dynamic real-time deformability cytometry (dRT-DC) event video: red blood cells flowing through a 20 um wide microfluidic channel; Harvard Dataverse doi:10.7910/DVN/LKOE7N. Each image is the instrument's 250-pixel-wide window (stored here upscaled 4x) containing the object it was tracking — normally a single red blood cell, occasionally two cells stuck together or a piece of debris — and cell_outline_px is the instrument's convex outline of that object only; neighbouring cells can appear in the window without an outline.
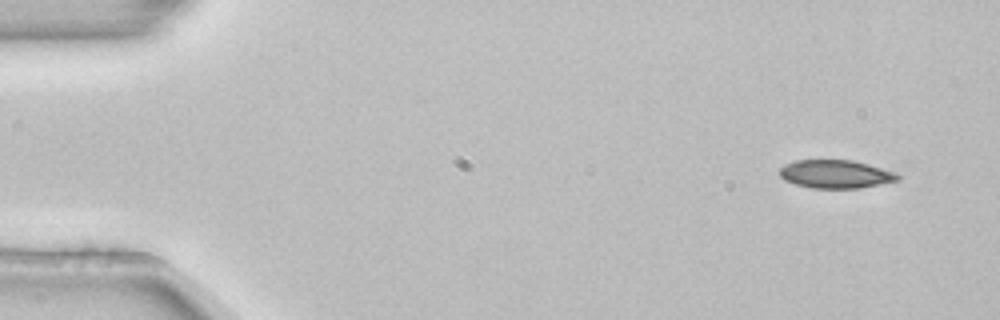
{"species": "common noctule bat (a hibernating species)", "species_latin": "Nyctalus noctula", "temperature_condition": "room temperature", "stored_images_in_passage": 4, "camera_frame_rate_fps": 3000, "um_per_image_px": 0.085, "animal": {"sex": "female", "body_mass_g": 22.7, "forearm_length_mm": 54.2}, "frame": {"image": 1, "passage_image": 1, "time_ms": 0.0, "image_size_px": [1000, 320], "cell_outline_px": [[900, 180], [860, 188], [812, 188], [796, 184], [784, 180], [780, 176], [780, 168], [784, 164], [796, 160], [852, 160], [868, 164], [892, 172], [900, 176]], "centroid_in_image_um": [71.0, 14.8], "position_along_channel_um": 14.0, "area_um2": 19.31}}
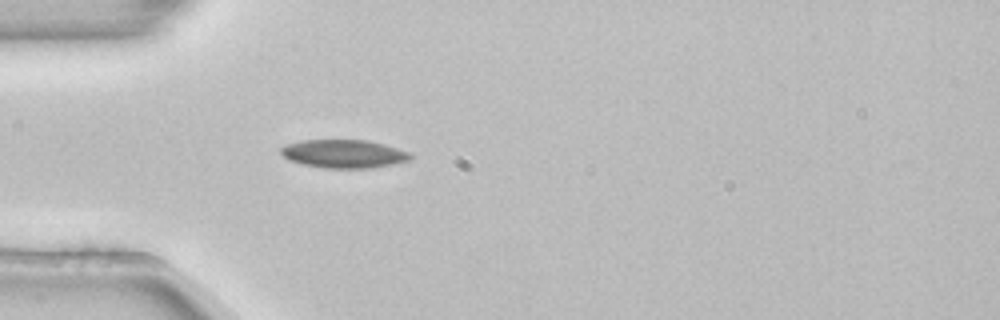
{"frame": {"image": 2, "passage_image": 4, "time_ms": 1.0, "image_size_px": [1000, 320], "cell_outline_px": [[412, 156], [408, 160], [392, 164], [368, 168], [324, 168], [304, 164], [288, 160], [280, 152], [280, 148], [288, 144], [304, 140], [368, 140], [384, 144], [412, 152]], "centroid_in_image_um": [29.24, 13.07], "position_along_channel_um": 55.8, "area_um2": 21.27}}